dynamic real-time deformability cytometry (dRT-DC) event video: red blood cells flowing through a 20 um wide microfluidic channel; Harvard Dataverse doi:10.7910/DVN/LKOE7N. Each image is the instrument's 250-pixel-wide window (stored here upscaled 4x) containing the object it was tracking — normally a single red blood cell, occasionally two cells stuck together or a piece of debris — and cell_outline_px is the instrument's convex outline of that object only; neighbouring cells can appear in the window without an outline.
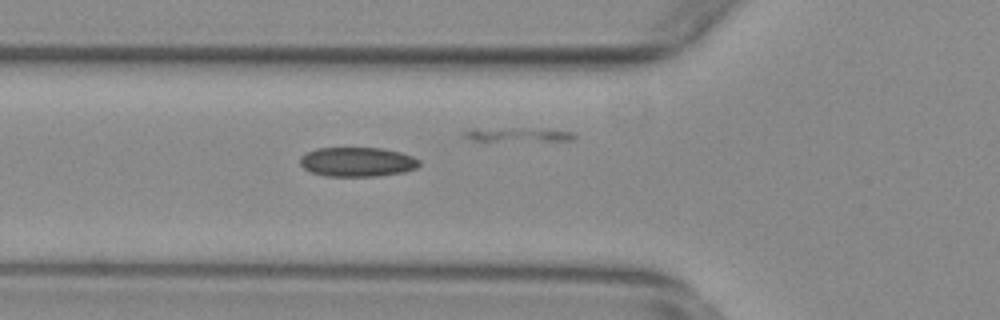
{"species": "common noctule bat (a hibernating species)", "species_latin": "Nyctalus noctula", "temperature_condition": "warm", "stored_images_in_passage": 43, "camera_frame_rate_fps": 3000, "um_per_image_px": 0.085, "animal": {"sex": "female", "body_mass_g": 29.2, "forearm_length_mm": 56.3}, "frame": {"image": 1, "passage_image": 20, "time_ms": 6.333, "image_size_px": [1000, 320], "cell_outline_px": [[420, 164], [416, 168], [404, 172], [376, 176], [324, 176], [312, 172], [304, 168], [300, 164], [300, 156], [316, 148], [380, 148], [400, 152], [412, 156], [420, 160]], "centroid_in_image_um": [30.37, 13.76], "position_along_channel_um": 95.4, "area_um2": 20.4}}
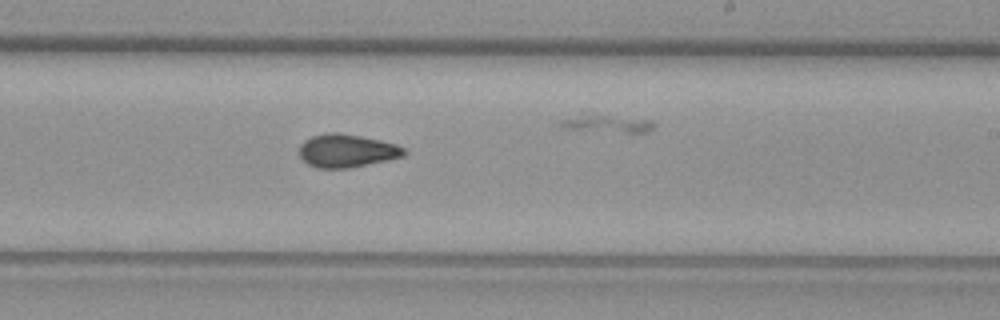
{"frame": {"image": 2, "passage_image": 33, "time_ms": 10.667, "image_size_px": [1000, 320], "cell_outline_px": [[408, 152], [404, 156], [388, 160], [348, 168], [316, 168], [308, 164], [300, 156], [300, 144], [304, 140], [312, 136], [328, 132], [340, 132], [380, 140], [396, 144], [404, 148]], "centroid_in_image_um": [29.48, 12.81], "position_along_channel_um": 259.5, "area_um2": 20.29}}
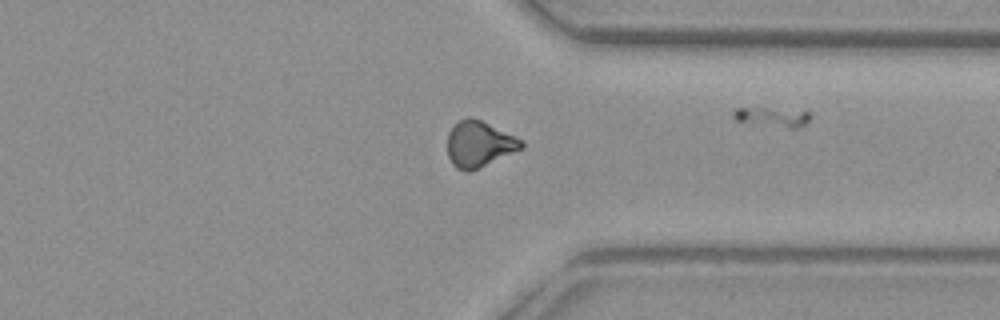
{"frame": {"image": 3, "passage_image": 42, "time_ms": 13.667, "image_size_px": [1000, 320], "cell_outline_px": [[524, 148], [480, 168], [468, 172], [464, 172], [456, 168], [452, 164], [448, 156], [448, 132], [460, 120], [468, 116], [480, 120], [524, 140]], "centroid_in_image_um": [40.74, 12.27], "position_along_channel_um": 370.7, "area_um2": 19.88}}